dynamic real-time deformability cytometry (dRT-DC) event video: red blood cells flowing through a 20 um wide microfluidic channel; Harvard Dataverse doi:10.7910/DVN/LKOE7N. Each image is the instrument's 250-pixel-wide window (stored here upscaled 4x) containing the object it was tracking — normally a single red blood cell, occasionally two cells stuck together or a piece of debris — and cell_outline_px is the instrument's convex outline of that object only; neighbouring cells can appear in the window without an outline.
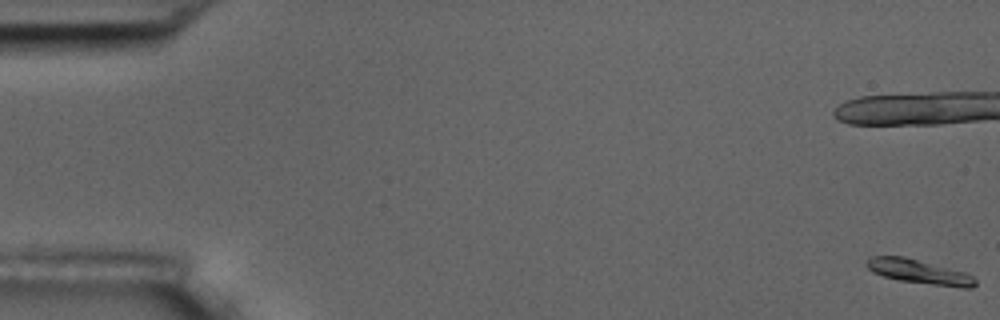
{"species": "common noctule bat (a hibernating species)", "species_latin": "Nyctalus noctula", "temperature_condition": "room temperature", "stored_images_in_passage": 7, "camera_frame_rate_fps": 3000, "um_per_image_px": 0.085, "animal": {"sex": "male", "body_mass_g": 17.5, "forearm_length_mm": 52.3}, "frame": {"image": 1, "passage_image": 1, "time_ms": 0.0, "image_size_px": [1000, 320], "cell_outline_px": [[976, 284], [972, 288], [964, 288], [900, 280], [884, 276], [872, 272], [864, 264], [864, 260], [868, 256], [904, 256], [964, 272], [972, 276], [976, 280]], "centroid_in_image_um": [78.06, 23.08], "position_along_channel_um": 6.9, "area_um2": 15.26}}